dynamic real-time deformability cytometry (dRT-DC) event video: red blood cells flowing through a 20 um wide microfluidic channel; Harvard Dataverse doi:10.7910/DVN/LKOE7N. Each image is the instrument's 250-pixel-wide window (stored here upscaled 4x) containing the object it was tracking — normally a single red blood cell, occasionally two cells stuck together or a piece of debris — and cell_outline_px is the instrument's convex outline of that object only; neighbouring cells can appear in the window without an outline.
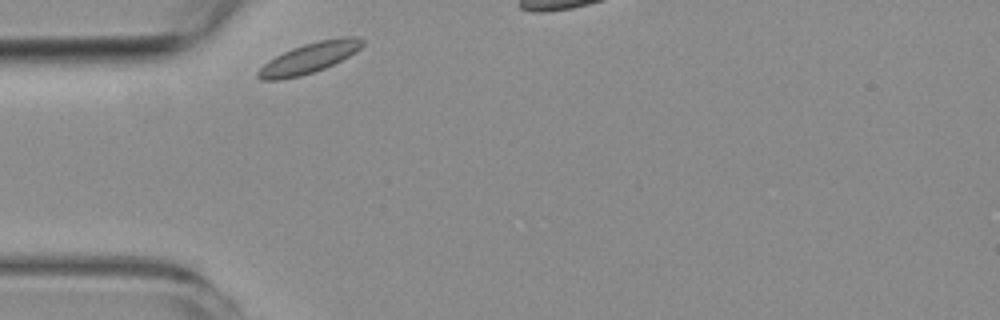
{"species": "common noctule bat (a hibernating species)", "species_latin": "Nyctalus noctula", "temperature_condition": "room temperature", "stored_images_in_passage": 2, "segment_of_instrument_passage": [1, 2], "camera_frame_rate_fps": 3000, "um_per_image_px": 0.085, "animal": {"sex": "female", "body_mass_g": 19.3, "forearm_length_mm": 54.1}, "frame": {"image": 1, "passage_image": 1, "time_ms": 0.0, "image_size_px": [1000, 320], "cell_outline_px": [[364, 44], [356, 52], [324, 68], [300, 76], [280, 80], [260, 80], [256, 76], [256, 72], [268, 60], [292, 48], [304, 44], [320, 40], [344, 36], [360, 36], [364, 40]], "centroid_in_image_um": [26.28, 4.92], "position_along_channel_um": 58.7, "area_um2": 18.44}}